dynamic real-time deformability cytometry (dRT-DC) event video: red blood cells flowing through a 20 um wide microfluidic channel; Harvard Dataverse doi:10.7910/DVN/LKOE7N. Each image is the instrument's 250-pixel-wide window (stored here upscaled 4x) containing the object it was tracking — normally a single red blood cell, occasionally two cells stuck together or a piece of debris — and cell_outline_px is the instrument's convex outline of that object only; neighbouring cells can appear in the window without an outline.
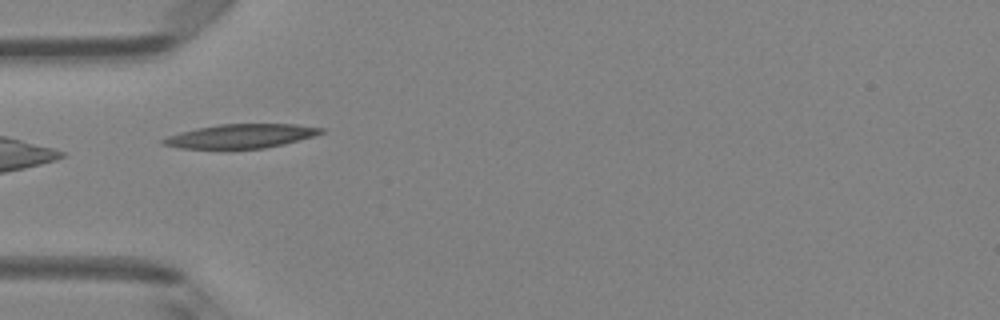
{"species": "Egyptian fruit bat (a non-hibernating species)", "species_latin": "Rousettus aegyptiacus", "temperature_condition": "room temperature", "stored_images_in_passage": 7, "camera_frame_rate_fps": 3000, "um_per_image_px": 0.085, "animal": {"sex": "female"}, "frame": {"image": 1, "passage_image": 4, "time_ms": 4.333, "image_size_px": [1000, 320], "cell_outline_px": [[328, 128], [324, 132], [316, 136], [284, 144], [264, 148], [180, 148], [160, 144], [160, 140], [168, 136], [180, 132], [196, 128], [220, 124], [296, 124]], "centroid_in_image_um": [20.53, 11.56], "position_along_channel_um": 64.5, "area_um2": 22.2}}
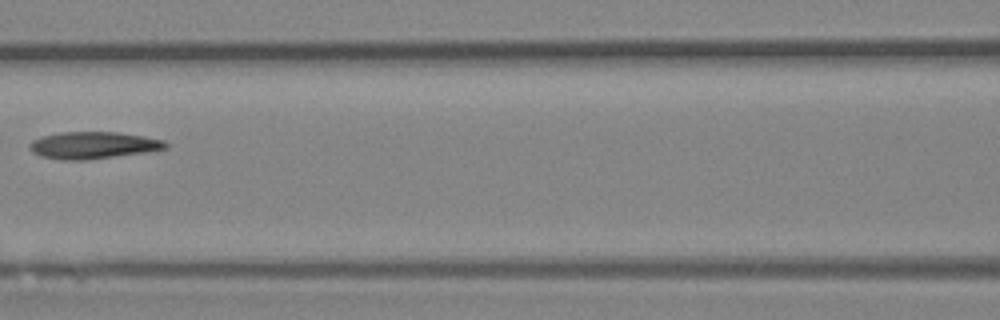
{"frame": {"image": 2, "passage_image": 6, "time_ms": 6.667, "image_size_px": [1000, 320], "cell_outline_px": [[168, 148], [148, 152], [88, 160], [60, 160], [40, 156], [32, 152], [28, 148], [28, 144], [32, 140], [44, 136], [60, 132], [116, 132], [144, 136], [164, 140], [168, 144]], "centroid_in_image_um": [7.92, 12.35], "position_along_channel_um": 158.7, "area_um2": 21.62}}
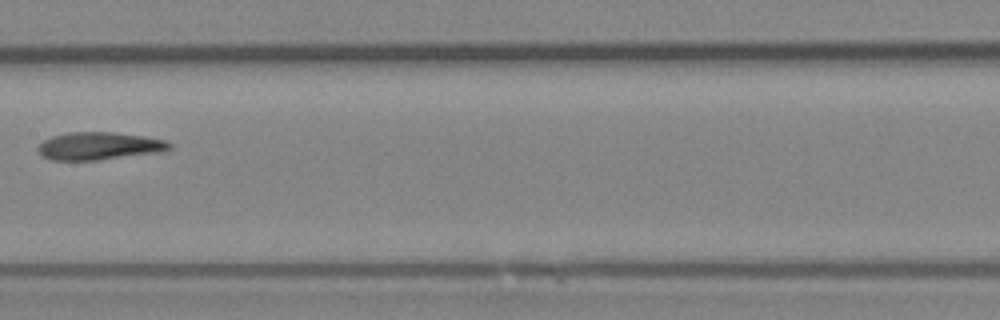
{"frame": {"image": 3, "passage_image": 7, "time_ms": 7.667, "image_size_px": [1000, 320], "cell_outline_px": [[172, 148], [160, 152], [96, 160], [52, 160], [44, 156], [36, 148], [44, 140], [52, 136], [68, 132], [112, 132], [144, 136], [168, 140], [172, 144]], "centroid_in_image_um": [8.46, 12.4], "position_along_channel_um": 198.9, "area_um2": 21.15}}